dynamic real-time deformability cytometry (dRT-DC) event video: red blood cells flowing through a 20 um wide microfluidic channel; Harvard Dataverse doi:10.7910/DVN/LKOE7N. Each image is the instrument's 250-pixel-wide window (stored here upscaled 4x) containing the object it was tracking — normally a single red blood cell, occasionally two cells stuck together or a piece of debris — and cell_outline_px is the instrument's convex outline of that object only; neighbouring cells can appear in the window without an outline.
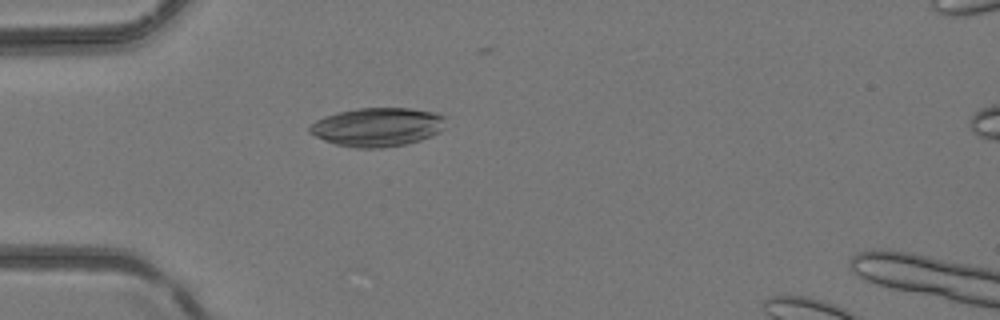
{"species": "common noctule bat (a hibernating species)", "species_latin": "Nyctalus noctula", "temperature_condition": "room temperature", "stored_images_in_passage": 3, "camera_frame_rate_fps": 3000, "um_per_image_px": 0.085, "animal": {"sex": "female", "body_mass_g": 24.6, "forearm_length_mm": 56.2}, "frame": {"image": 1, "passage_image": 2, "time_ms": 0.333, "image_size_px": [1000, 320], "cell_outline_px": [[444, 128], [440, 132], [420, 140], [404, 144], [380, 148], [356, 148], [336, 144], [324, 140], [308, 132], [308, 128], [316, 120], [324, 116], [356, 108], [412, 108], [432, 112], [444, 116]], "centroid_in_image_um": [32.07, 10.79], "position_along_channel_um": 52.9, "area_um2": 30.58}}